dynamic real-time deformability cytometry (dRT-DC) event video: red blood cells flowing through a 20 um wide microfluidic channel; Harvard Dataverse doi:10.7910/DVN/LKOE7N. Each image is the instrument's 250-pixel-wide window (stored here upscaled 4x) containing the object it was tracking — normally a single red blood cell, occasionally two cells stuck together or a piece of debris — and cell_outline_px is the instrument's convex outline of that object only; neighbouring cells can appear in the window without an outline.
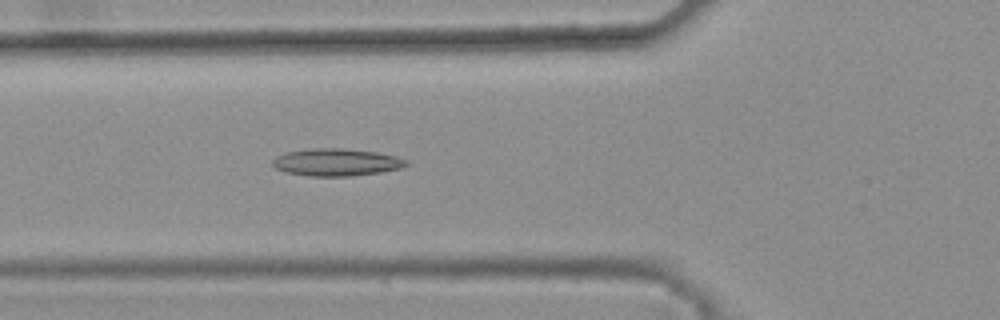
{"species": "common noctule bat (a hibernating species)", "species_latin": "Nyctalus noctula", "temperature_condition": "warm", "stored_images_in_passage": 46, "camera_frame_rate_fps": 3000, "um_per_image_px": 0.085, "animal": {"sex": "female", "body_mass_g": 25.1}, "frame": {"image": 1, "passage_image": 19, "time_ms": 6.0, "image_size_px": [1000, 320], "cell_outline_px": [[408, 164], [400, 168], [380, 172], [352, 176], [308, 176], [284, 172], [276, 168], [272, 164], [272, 160], [276, 156], [284, 152], [308, 148], [344, 148], [376, 152], [396, 156], [408, 160]], "centroid_in_image_um": [28.56, 13.78], "position_along_channel_um": 97.2, "area_um2": 21.5}}
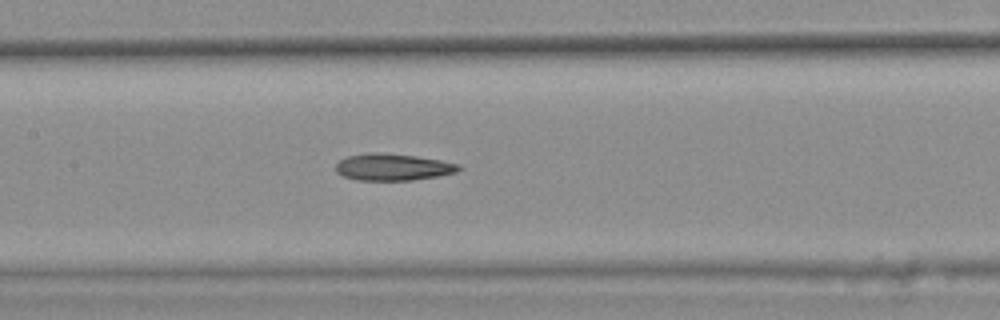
{"frame": {"image": 2, "passage_image": 25, "time_ms": 8.0, "image_size_px": [1000, 320], "cell_outline_px": [[460, 168], [456, 172], [436, 176], [412, 180], [356, 180], [344, 176], [336, 172], [336, 164], [340, 160], [348, 156], [368, 152], [376, 152], [416, 156], [440, 160], [460, 164]], "centroid_in_image_um": [33.37, 14.2], "position_along_channel_um": 174.0, "area_um2": 19.07}}
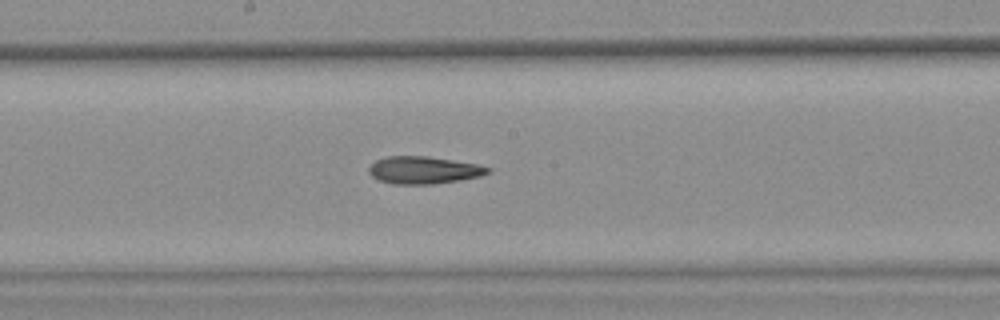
{"frame": {"image": 3, "passage_image": 28, "time_ms": 9.0, "image_size_px": [1000, 320], "cell_outline_px": [[492, 172], [480, 176], [460, 180], [432, 184], [392, 184], [380, 180], [372, 176], [368, 172], [368, 168], [376, 160], [388, 156], [428, 156], [476, 164], [492, 168]], "centroid_in_image_um": [36.02, 14.46], "position_along_channel_um": 212.2, "area_um2": 18.96}}